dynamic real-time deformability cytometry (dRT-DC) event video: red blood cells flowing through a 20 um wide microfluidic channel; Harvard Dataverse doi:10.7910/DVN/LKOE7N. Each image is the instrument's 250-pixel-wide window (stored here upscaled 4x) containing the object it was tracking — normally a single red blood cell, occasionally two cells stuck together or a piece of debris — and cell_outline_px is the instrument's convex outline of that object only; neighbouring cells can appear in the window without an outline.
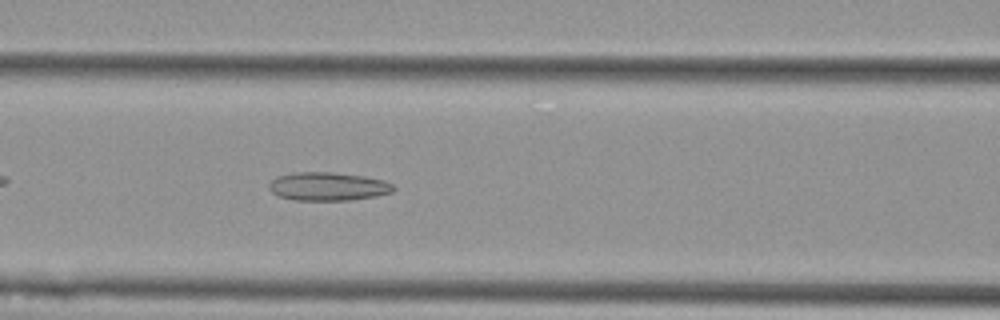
{"species": "Egyptian fruit bat (a non-hibernating species)", "species_latin": "Rousettus aegyptiacus", "temperature_condition": "cold", "stored_images_in_passage": 43, "camera_frame_rate_fps": 3000, "um_per_image_px": 0.085, "animal": {"sex": "female"}, "frame": {"image": 1, "passage_image": 11, "time_ms": 3.333, "image_size_px": [1000, 320], "cell_outline_px": [[396, 188], [392, 192], [376, 196], [348, 200], [292, 200], [280, 196], [272, 192], [268, 188], [268, 184], [276, 176], [292, 172], [332, 172], [364, 176], [384, 180], [392, 184]], "centroid_in_image_um": [27.86, 15.84], "position_along_channel_um": 138.7, "area_um2": 20.69}}
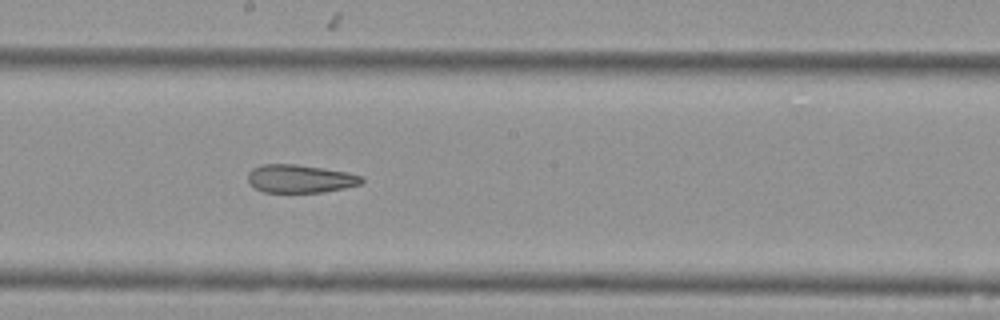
{"frame": {"image": 2, "passage_image": 18, "time_ms": 5.667, "image_size_px": [1000, 320], "cell_outline_px": [[364, 180], [360, 184], [344, 188], [320, 192], [264, 192], [256, 188], [248, 180], [248, 172], [252, 168], [260, 164], [296, 164], [324, 168], [348, 172], [364, 176]], "centroid_in_image_um": [25.52, 15.17], "position_along_channel_um": 222.7, "area_um2": 18.67}}
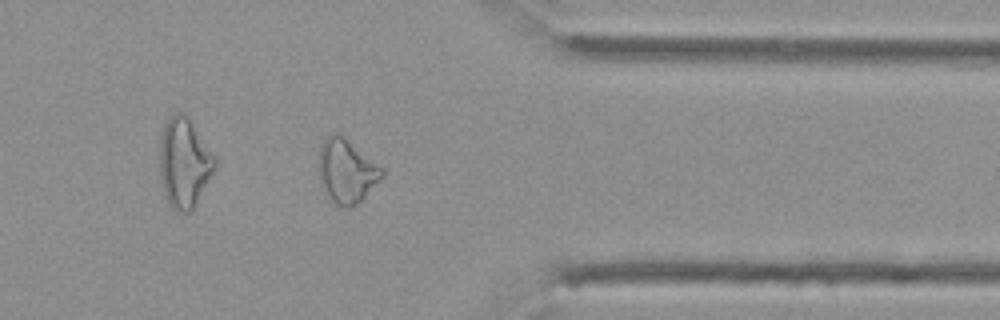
{"frame": {"image": 3, "passage_image": 32, "time_ms": 10.333, "image_size_px": [1000, 320], "cell_outline_px": [[384, 176], [356, 204], [348, 208], [344, 208], [332, 204], [324, 192], [320, 184], [320, 148], [324, 140], [332, 132], [340, 132], [384, 168]], "centroid_in_image_um": [29.46, 14.53], "position_along_channel_um": 381.9, "area_um2": 23.76}, "authors_computed_cell_mechanics": {"area_um2": 21.964, "velocity_mm_per_s": 3.6185, "shape_relaxation_time_tau1_ms": null, "shape_relaxation_time_tau2_ms": 5.0686, "deformation_change_tau1": null, "deformation_change_tau2": 0.1515}}